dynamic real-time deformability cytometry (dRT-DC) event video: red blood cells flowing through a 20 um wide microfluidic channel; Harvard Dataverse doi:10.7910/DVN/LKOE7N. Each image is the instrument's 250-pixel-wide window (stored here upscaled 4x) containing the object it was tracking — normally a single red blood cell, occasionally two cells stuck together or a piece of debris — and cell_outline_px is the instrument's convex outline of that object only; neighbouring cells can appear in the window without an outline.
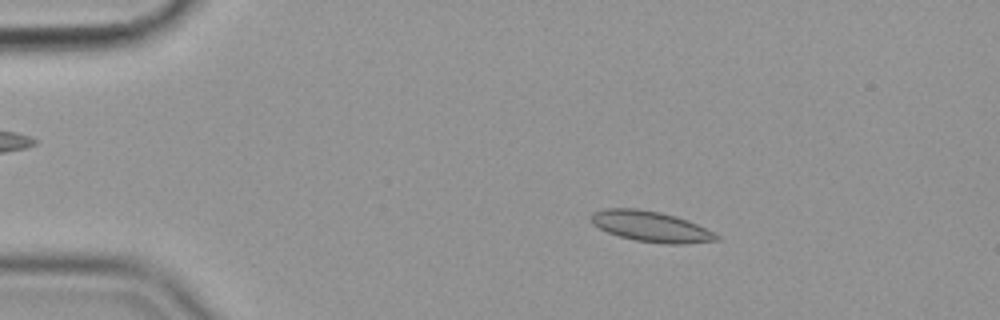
{"species": "common noctule bat (a hibernating species)", "species_latin": "Nyctalus noctula", "temperature_condition": "cold", "stored_images_in_passage": 56, "camera_frame_rate_fps": 3000, "um_per_image_px": 0.085, "animal": {"sex": "female", "body_mass_g": 19.9}, "frame": {"image": 1, "passage_image": 10, "time_ms": 3.0, "image_size_px": [1000, 320], "cell_outline_px": [[720, 240], [684, 244], [664, 244], [636, 240], [620, 236], [608, 232], [592, 224], [592, 212], [604, 208], [636, 208], [660, 212], [676, 216], [688, 220], [716, 232], [720, 236]], "centroid_in_image_um": [55.38, 19.25], "position_along_channel_um": 29.6, "area_um2": 22.48}}
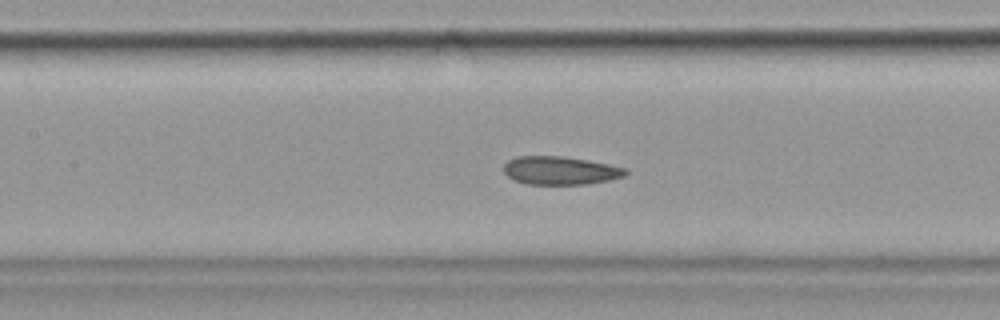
{"frame": {"image": 2, "passage_image": 26, "time_ms": 8.333, "image_size_px": [1000, 320], "cell_outline_px": [[628, 172], [624, 176], [608, 180], [588, 184], [528, 184], [512, 180], [504, 172], [504, 164], [508, 160], [516, 156], [560, 156], [588, 160], [628, 168]], "centroid_in_image_um": [47.61, 14.49], "position_along_channel_um": 159.8, "area_um2": 20.11}}
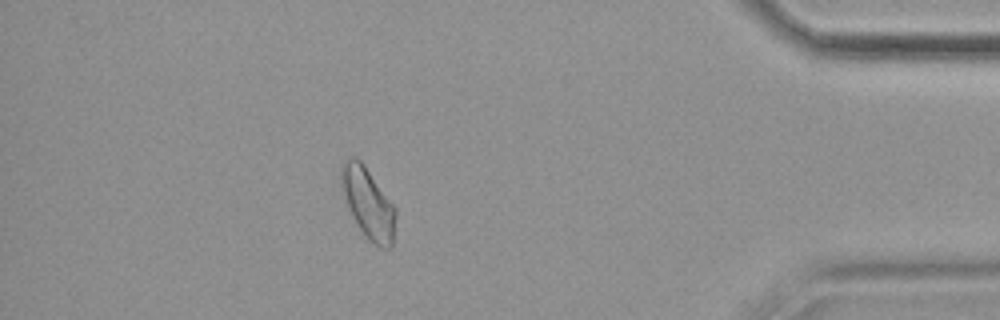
{"frame": {"image": 3, "passage_image": 50, "time_ms": 16.333, "image_size_px": [1000, 320], "cell_outline_px": [[396, 216], [392, 248], [380, 248], [368, 240], [352, 216], [348, 208], [340, 188], [340, 164], [348, 156], [356, 156], [364, 164], [396, 208]], "centroid_in_image_um": [31.26, 17.23], "position_along_channel_um": 403.9, "area_um2": 22.77}, "authors_computed_cell_mechanics": {"area_um2": 21.2415, "velocity_mm_per_s": 3.5575, "shape_relaxation_time_tau1_ms": null, "shape_relaxation_time_tau2_ms": 3.083, "deformation_change_tau1": null, "deformation_change_tau2": 0.0803}}